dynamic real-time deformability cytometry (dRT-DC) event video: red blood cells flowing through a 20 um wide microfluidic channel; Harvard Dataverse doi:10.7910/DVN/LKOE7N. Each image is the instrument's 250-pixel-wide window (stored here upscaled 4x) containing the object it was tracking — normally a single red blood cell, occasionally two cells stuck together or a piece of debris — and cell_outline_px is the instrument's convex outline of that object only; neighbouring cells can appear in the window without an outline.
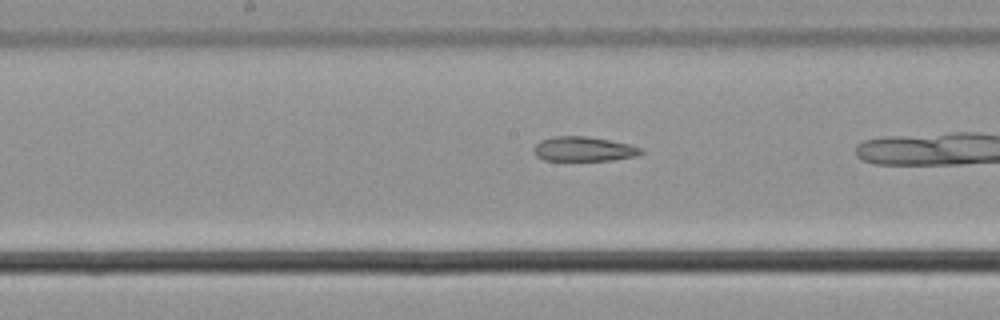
{"species": "common noctule bat (a hibernating species)", "species_latin": "Nyctalus noctula", "temperature_condition": "cold", "stored_images_in_passage": 28, "camera_frame_rate_fps": 3000, "um_per_image_px": 0.085, "animal": {"sex": "male", "body_mass_g": 21.5, "forearm_length_mm": 52.0}, "frame": {"image": 1, "passage_image": 14, "time_ms": 4.333, "image_size_px": [1000, 320], "cell_outline_px": [[644, 152], [636, 156], [612, 160], [544, 160], [536, 156], [532, 152], [532, 148], [540, 140], [552, 136], [588, 136], [628, 144], [640, 148]], "centroid_in_image_um": [49.55, 12.66], "position_along_channel_um": 198.7, "area_um2": 15.37}}